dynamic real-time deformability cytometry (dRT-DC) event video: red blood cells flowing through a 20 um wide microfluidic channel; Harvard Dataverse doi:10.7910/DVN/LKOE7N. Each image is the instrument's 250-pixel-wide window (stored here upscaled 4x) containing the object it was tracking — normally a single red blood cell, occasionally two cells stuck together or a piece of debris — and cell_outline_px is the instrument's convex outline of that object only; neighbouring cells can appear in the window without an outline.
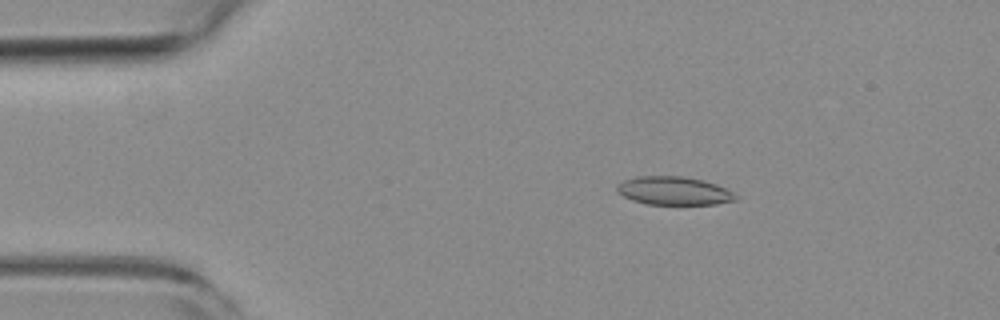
{"species": "common noctule bat (a hibernating species)", "species_latin": "Nyctalus noctula", "temperature_condition": "room temperature", "stored_images_in_passage": 51, "camera_frame_rate_fps": 3000, "um_per_image_px": 0.085, "animal": {"sex": "female", "body_mass_g": 19.3, "forearm_length_mm": 54.1}, "frame": {"image": 1, "passage_image": 7, "time_ms": 2.0, "image_size_px": [1000, 320], "cell_outline_px": [[736, 200], [716, 204], [644, 204], [632, 200], [616, 192], [616, 184], [624, 180], [636, 176], [680, 176], [704, 180], [716, 184], [732, 192], [736, 196]], "centroid_in_image_um": [57.22, 16.21], "position_along_channel_um": 27.8, "area_um2": 19.59}}
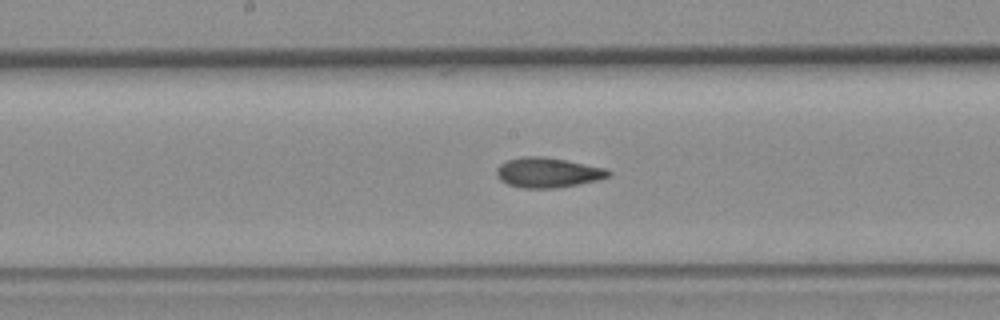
{"frame": {"image": 2, "passage_image": 25, "time_ms": 8.0, "image_size_px": [1000, 320], "cell_outline_px": [[612, 172], [608, 176], [600, 180], [556, 188], [524, 188], [508, 184], [500, 180], [496, 176], [496, 168], [500, 164], [508, 160], [524, 156], [544, 156], [608, 168]], "centroid_in_image_um": [46.58, 14.66], "position_along_channel_um": 201.6, "area_um2": 19.65}}
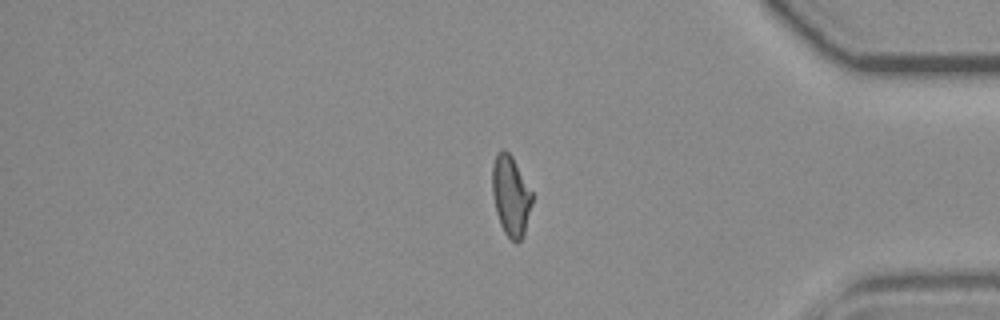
{"frame": {"image": 3, "passage_image": 42, "time_ms": 13.667, "image_size_px": [1000, 320], "cell_outline_px": [[532, 204], [524, 236], [516, 244], [504, 232], [500, 224], [496, 212], [492, 192], [492, 164], [496, 152], [500, 148], [504, 148], [512, 156], [532, 192]], "centroid_in_image_um": [43.4, 16.62], "position_along_channel_um": 391.8, "area_um2": 18.84}, "authors_computed_cell_mechanics": {"area_um2": 19.3052, "velocity_mm_per_s": 3.847, "shape_relaxation_time_tau1_ms": null, "shape_relaxation_time_tau2_ms": 3.0947, "deformation_change_tau1": null, "deformation_change_tau2": 0.0992}}